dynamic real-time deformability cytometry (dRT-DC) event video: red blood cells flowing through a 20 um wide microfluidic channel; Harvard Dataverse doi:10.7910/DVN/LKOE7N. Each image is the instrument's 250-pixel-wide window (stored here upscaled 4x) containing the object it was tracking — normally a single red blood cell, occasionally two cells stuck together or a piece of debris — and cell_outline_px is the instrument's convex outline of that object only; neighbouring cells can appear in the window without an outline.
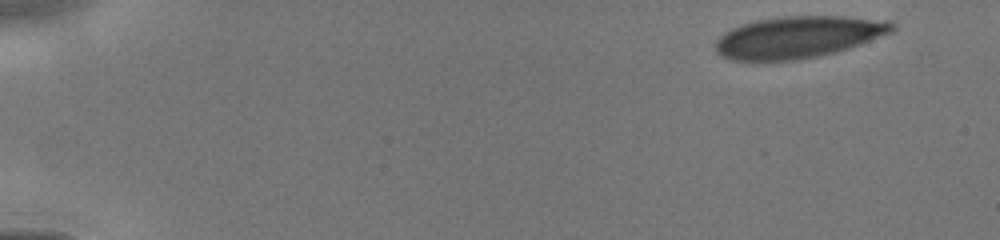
{"species": "human", "species_latin": "Homo sapiens", "temperature_condition": "cold", "stored_images_in_passage": 6, "camera_frame_rate_fps": 3000, "um_per_image_px": 0.085, "donor": {"sex": "male"}, "frame": {"image": 1, "passage_image": 1, "time_ms": 0.0, "image_size_px": [1000, 240], "cell_outline_px": [[896, 28], [892, 32], [860, 44], [836, 52], [800, 60], [732, 60], [720, 56], [716, 52], [716, 40], [724, 32], [732, 28], [756, 20], [784, 16], [844, 16], [888, 20], [896, 24]], "centroid_in_image_um": [67.87, 3.15], "position_along_channel_um": 17.1, "area_um2": 43.06}}
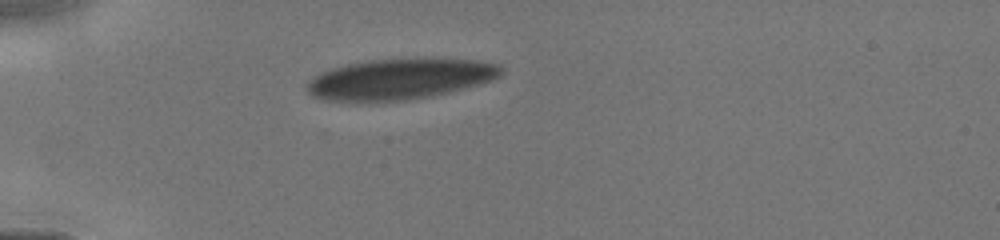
{"frame": {"image": 2, "passage_image": 5, "time_ms": 3.333, "image_size_px": [1000, 240], "cell_outline_px": [[504, 72], [500, 76], [492, 80], [480, 84], [448, 92], [428, 96], [404, 100], [356, 104], [324, 100], [312, 96], [308, 92], [304, 84], [308, 80], [320, 72], [332, 68], [348, 64], [368, 60], [440, 56], [476, 60], [500, 64], [504, 68]], "centroid_in_image_um": [33.98, 6.71], "position_along_channel_um": 51.0, "area_um2": 47.86}}